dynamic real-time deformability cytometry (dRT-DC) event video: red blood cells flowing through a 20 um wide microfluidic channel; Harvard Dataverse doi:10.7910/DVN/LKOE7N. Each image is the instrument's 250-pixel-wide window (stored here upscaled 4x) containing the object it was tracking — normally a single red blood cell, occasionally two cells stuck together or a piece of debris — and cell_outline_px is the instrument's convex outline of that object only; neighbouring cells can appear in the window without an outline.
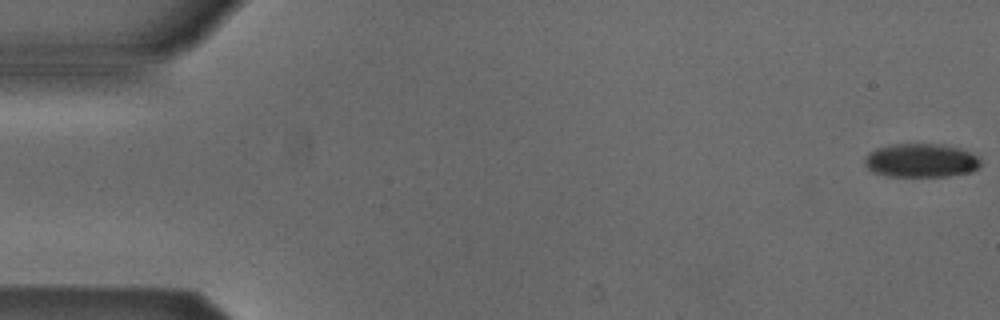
{"species": "Egyptian fruit bat (a non-hibernating species)", "species_latin": "Rousettus aegyptiacus", "temperature_condition": "cold", "stored_images_in_passage": 7, "camera_frame_rate_fps": 3000, "um_per_image_px": 0.085, "animal": {"sex": "male"}, "frame": {"image": 1, "passage_image": 1, "time_ms": 0.0, "image_size_px": [1000, 320], "cell_outline_px": [[980, 164], [972, 172], [948, 176], [888, 176], [872, 172], [864, 164], [864, 156], [868, 152], [876, 148], [892, 144], [944, 144], [960, 148], [976, 156], [980, 160]], "centroid_in_image_um": [78.24, 13.64], "position_along_channel_um": 6.8, "area_um2": 22.89}}
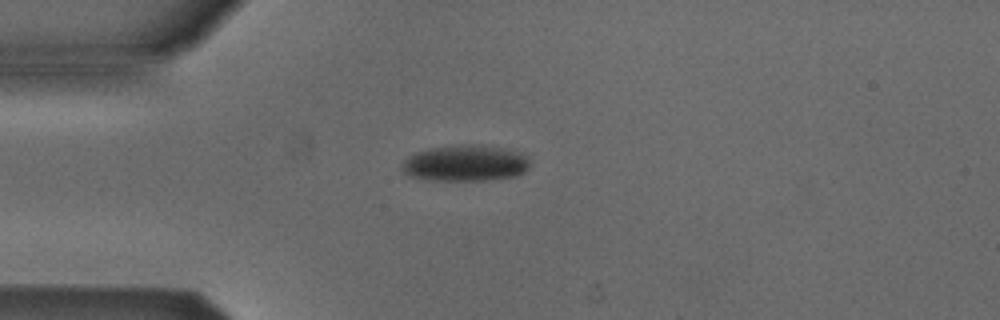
{"frame": {"image": 2, "passage_image": 4, "time_ms": 1.0, "image_size_px": [1000, 320], "cell_outline_px": [[528, 168], [524, 172], [512, 176], [484, 180], [428, 180], [408, 176], [400, 168], [400, 164], [408, 156], [416, 152], [428, 148], [460, 144], [476, 144], [512, 148], [528, 156]], "centroid_in_image_um": [39.53, 13.84], "position_along_channel_um": 45.5, "area_um2": 27.4}}
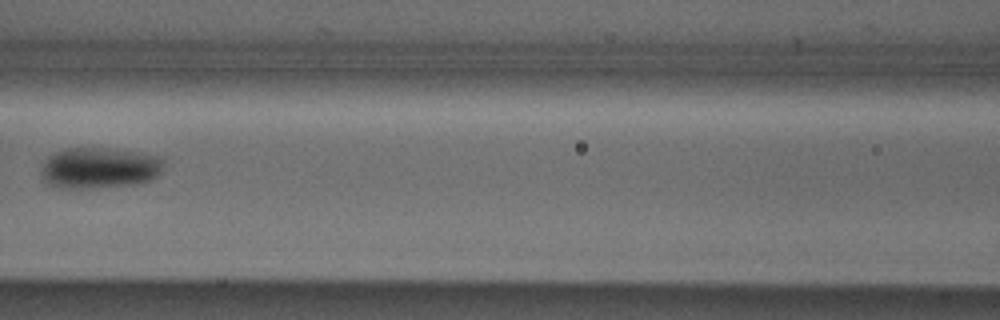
{"frame": {"image": 3, "passage_image": 7, "time_ms": 2.0, "image_size_px": [1000, 320], "cell_outline_px": [[164, 160], [160, 172], [152, 180], [140, 184], [92, 188], [60, 188], [48, 184], [40, 176], [40, 168], [44, 160], [48, 156], [64, 148], [100, 148], [136, 152], [160, 156]], "centroid_in_image_um": [8.41, 14.29], "position_along_channel_um": 158.2, "area_um2": 29.59}}